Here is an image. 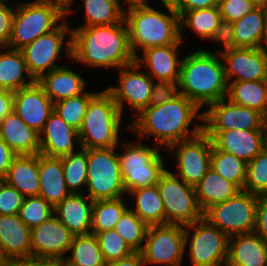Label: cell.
Wrapping results in <instances>:
<instances>
[{
    "mask_svg": "<svg viewBox=\"0 0 267 266\" xmlns=\"http://www.w3.org/2000/svg\"><path fill=\"white\" fill-rule=\"evenodd\" d=\"M194 120L201 124L197 121L192 124ZM131 122L127 124V129L134 131L138 139L152 136L156 140L155 146L168 149L203 131V111L195 102L179 93L163 104L144 108ZM191 125H194L193 129Z\"/></svg>",
    "mask_w": 267,
    "mask_h": 266,
    "instance_id": "obj_1",
    "label": "cell"
},
{
    "mask_svg": "<svg viewBox=\"0 0 267 266\" xmlns=\"http://www.w3.org/2000/svg\"><path fill=\"white\" fill-rule=\"evenodd\" d=\"M92 68L119 69L135 61L125 19L111 25L71 26V61Z\"/></svg>",
    "mask_w": 267,
    "mask_h": 266,
    "instance_id": "obj_2",
    "label": "cell"
},
{
    "mask_svg": "<svg viewBox=\"0 0 267 266\" xmlns=\"http://www.w3.org/2000/svg\"><path fill=\"white\" fill-rule=\"evenodd\" d=\"M218 53V54H217ZM179 93L201 109L227 97L228 83L222 57L218 52L199 49L181 62Z\"/></svg>",
    "mask_w": 267,
    "mask_h": 266,
    "instance_id": "obj_3",
    "label": "cell"
},
{
    "mask_svg": "<svg viewBox=\"0 0 267 266\" xmlns=\"http://www.w3.org/2000/svg\"><path fill=\"white\" fill-rule=\"evenodd\" d=\"M125 6L129 45L134 57L137 50L144 51L157 46L182 44L180 39V16L173 7L164 6L161 12L152 6L137 2Z\"/></svg>",
    "mask_w": 267,
    "mask_h": 266,
    "instance_id": "obj_4",
    "label": "cell"
},
{
    "mask_svg": "<svg viewBox=\"0 0 267 266\" xmlns=\"http://www.w3.org/2000/svg\"><path fill=\"white\" fill-rule=\"evenodd\" d=\"M8 47L20 50L39 36L53 31L66 18L64 0L17 2Z\"/></svg>",
    "mask_w": 267,
    "mask_h": 266,
    "instance_id": "obj_5",
    "label": "cell"
},
{
    "mask_svg": "<svg viewBox=\"0 0 267 266\" xmlns=\"http://www.w3.org/2000/svg\"><path fill=\"white\" fill-rule=\"evenodd\" d=\"M123 115L111 94L99 91L89 102L79 129L81 148H113L120 144Z\"/></svg>",
    "mask_w": 267,
    "mask_h": 266,
    "instance_id": "obj_6",
    "label": "cell"
},
{
    "mask_svg": "<svg viewBox=\"0 0 267 266\" xmlns=\"http://www.w3.org/2000/svg\"><path fill=\"white\" fill-rule=\"evenodd\" d=\"M122 153H118L123 185L126 193L157 184L166 171V163L158 146L135 141H123ZM163 156V157H162Z\"/></svg>",
    "mask_w": 267,
    "mask_h": 266,
    "instance_id": "obj_7",
    "label": "cell"
},
{
    "mask_svg": "<svg viewBox=\"0 0 267 266\" xmlns=\"http://www.w3.org/2000/svg\"><path fill=\"white\" fill-rule=\"evenodd\" d=\"M113 148L87 149V195L93 200L126 197L118 153Z\"/></svg>",
    "mask_w": 267,
    "mask_h": 266,
    "instance_id": "obj_8",
    "label": "cell"
},
{
    "mask_svg": "<svg viewBox=\"0 0 267 266\" xmlns=\"http://www.w3.org/2000/svg\"><path fill=\"white\" fill-rule=\"evenodd\" d=\"M185 249L190 266H225L229 236L204 217L184 226Z\"/></svg>",
    "mask_w": 267,
    "mask_h": 266,
    "instance_id": "obj_9",
    "label": "cell"
},
{
    "mask_svg": "<svg viewBox=\"0 0 267 266\" xmlns=\"http://www.w3.org/2000/svg\"><path fill=\"white\" fill-rule=\"evenodd\" d=\"M66 35L68 39L65 41ZM20 51L29 73L36 81L51 70L65 65L63 63L58 65L56 61L62 55L71 59V26L68 17L53 31L39 36ZM63 51L65 54H62Z\"/></svg>",
    "mask_w": 267,
    "mask_h": 266,
    "instance_id": "obj_10",
    "label": "cell"
},
{
    "mask_svg": "<svg viewBox=\"0 0 267 266\" xmlns=\"http://www.w3.org/2000/svg\"><path fill=\"white\" fill-rule=\"evenodd\" d=\"M165 211V224L190 225L203 217L194 186L166 169L157 183Z\"/></svg>",
    "mask_w": 267,
    "mask_h": 266,
    "instance_id": "obj_11",
    "label": "cell"
},
{
    "mask_svg": "<svg viewBox=\"0 0 267 266\" xmlns=\"http://www.w3.org/2000/svg\"><path fill=\"white\" fill-rule=\"evenodd\" d=\"M258 195L240 190L230 199L208 208L203 217L229 237L254 232Z\"/></svg>",
    "mask_w": 267,
    "mask_h": 266,
    "instance_id": "obj_12",
    "label": "cell"
},
{
    "mask_svg": "<svg viewBox=\"0 0 267 266\" xmlns=\"http://www.w3.org/2000/svg\"><path fill=\"white\" fill-rule=\"evenodd\" d=\"M185 233L182 225H151L147 229L141 251L145 266H182L185 254Z\"/></svg>",
    "mask_w": 267,
    "mask_h": 266,
    "instance_id": "obj_13",
    "label": "cell"
},
{
    "mask_svg": "<svg viewBox=\"0 0 267 266\" xmlns=\"http://www.w3.org/2000/svg\"><path fill=\"white\" fill-rule=\"evenodd\" d=\"M203 110V131L212 139L219 131L264 130L266 118L256 110L232 103L227 98Z\"/></svg>",
    "mask_w": 267,
    "mask_h": 266,
    "instance_id": "obj_14",
    "label": "cell"
},
{
    "mask_svg": "<svg viewBox=\"0 0 267 266\" xmlns=\"http://www.w3.org/2000/svg\"><path fill=\"white\" fill-rule=\"evenodd\" d=\"M212 147V140L204 131L171 145L168 150L177 164L174 174L189 185L196 186L212 168Z\"/></svg>",
    "mask_w": 267,
    "mask_h": 266,
    "instance_id": "obj_15",
    "label": "cell"
},
{
    "mask_svg": "<svg viewBox=\"0 0 267 266\" xmlns=\"http://www.w3.org/2000/svg\"><path fill=\"white\" fill-rule=\"evenodd\" d=\"M137 62L118 69L117 86L105 88L118 105L119 111L124 115V105H128L132 112V118L137 116L144 108L149 107L153 79L144 71ZM135 113V114H134Z\"/></svg>",
    "mask_w": 267,
    "mask_h": 266,
    "instance_id": "obj_16",
    "label": "cell"
},
{
    "mask_svg": "<svg viewBox=\"0 0 267 266\" xmlns=\"http://www.w3.org/2000/svg\"><path fill=\"white\" fill-rule=\"evenodd\" d=\"M219 53L224 63L227 83L266 80L267 52L263 48L223 45V50L220 49Z\"/></svg>",
    "mask_w": 267,
    "mask_h": 266,
    "instance_id": "obj_17",
    "label": "cell"
},
{
    "mask_svg": "<svg viewBox=\"0 0 267 266\" xmlns=\"http://www.w3.org/2000/svg\"><path fill=\"white\" fill-rule=\"evenodd\" d=\"M74 236L55 215H52L31 229V257L65 259Z\"/></svg>",
    "mask_w": 267,
    "mask_h": 266,
    "instance_id": "obj_18",
    "label": "cell"
},
{
    "mask_svg": "<svg viewBox=\"0 0 267 266\" xmlns=\"http://www.w3.org/2000/svg\"><path fill=\"white\" fill-rule=\"evenodd\" d=\"M13 104V111L38 133L43 130L50 113L54 110L53 102L37 81L13 92Z\"/></svg>",
    "mask_w": 267,
    "mask_h": 266,
    "instance_id": "obj_19",
    "label": "cell"
},
{
    "mask_svg": "<svg viewBox=\"0 0 267 266\" xmlns=\"http://www.w3.org/2000/svg\"><path fill=\"white\" fill-rule=\"evenodd\" d=\"M181 44L164 45L145 49L137 62L153 80L179 83L182 57L179 59Z\"/></svg>",
    "mask_w": 267,
    "mask_h": 266,
    "instance_id": "obj_20",
    "label": "cell"
},
{
    "mask_svg": "<svg viewBox=\"0 0 267 266\" xmlns=\"http://www.w3.org/2000/svg\"><path fill=\"white\" fill-rule=\"evenodd\" d=\"M81 147L79 131L66 124L53 110L40 132V152L50 157H62Z\"/></svg>",
    "mask_w": 267,
    "mask_h": 266,
    "instance_id": "obj_21",
    "label": "cell"
},
{
    "mask_svg": "<svg viewBox=\"0 0 267 266\" xmlns=\"http://www.w3.org/2000/svg\"><path fill=\"white\" fill-rule=\"evenodd\" d=\"M266 15L267 4L262 1L256 8L226 28V37L221 45L261 48Z\"/></svg>",
    "mask_w": 267,
    "mask_h": 266,
    "instance_id": "obj_22",
    "label": "cell"
},
{
    "mask_svg": "<svg viewBox=\"0 0 267 266\" xmlns=\"http://www.w3.org/2000/svg\"><path fill=\"white\" fill-rule=\"evenodd\" d=\"M0 247L13 265L31 257V228L19 215H0Z\"/></svg>",
    "mask_w": 267,
    "mask_h": 266,
    "instance_id": "obj_23",
    "label": "cell"
},
{
    "mask_svg": "<svg viewBox=\"0 0 267 266\" xmlns=\"http://www.w3.org/2000/svg\"><path fill=\"white\" fill-rule=\"evenodd\" d=\"M211 140L218 150L249 163L264 149V130L219 131Z\"/></svg>",
    "mask_w": 267,
    "mask_h": 266,
    "instance_id": "obj_24",
    "label": "cell"
},
{
    "mask_svg": "<svg viewBox=\"0 0 267 266\" xmlns=\"http://www.w3.org/2000/svg\"><path fill=\"white\" fill-rule=\"evenodd\" d=\"M190 28L201 39L222 44L226 37V28L219 7L186 11L180 17V39L184 42V30Z\"/></svg>",
    "mask_w": 267,
    "mask_h": 266,
    "instance_id": "obj_25",
    "label": "cell"
},
{
    "mask_svg": "<svg viewBox=\"0 0 267 266\" xmlns=\"http://www.w3.org/2000/svg\"><path fill=\"white\" fill-rule=\"evenodd\" d=\"M84 194L71 193L54 207V215L75 236L91 233L93 200Z\"/></svg>",
    "mask_w": 267,
    "mask_h": 266,
    "instance_id": "obj_26",
    "label": "cell"
},
{
    "mask_svg": "<svg viewBox=\"0 0 267 266\" xmlns=\"http://www.w3.org/2000/svg\"><path fill=\"white\" fill-rule=\"evenodd\" d=\"M66 64L42 75L37 83L54 103L79 96L86 91V80Z\"/></svg>",
    "mask_w": 267,
    "mask_h": 266,
    "instance_id": "obj_27",
    "label": "cell"
},
{
    "mask_svg": "<svg viewBox=\"0 0 267 266\" xmlns=\"http://www.w3.org/2000/svg\"><path fill=\"white\" fill-rule=\"evenodd\" d=\"M0 138L17 155H34L40 152V133L27 126L14 111L1 122Z\"/></svg>",
    "mask_w": 267,
    "mask_h": 266,
    "instance_id": "obj_28",
    "label": "cell"
},
{
    "mask_svg": "<svg viewBox=\"0 0 267 266\" xmlns=\"http://www.w3.org/2000/svg\"><path fill=\"white\" fill-rule=\"evenodd\" d=\"M225 266H267V242L254 232L231 236Z\"/></svg>",
    "mask_w": 267,
    "mask_h": 266,
    "instance_id": "obj_29",
    "label": "cell"
},
{
    "mask_svg": "<svg viewBox=\"0 0 267 266\" xmlns=\"http://www.w3.org/2000/svg\"><path fill=\"white\" fill-rule=\"evenodd\" d=\"M39 196L56 207L71 194L68 190L61 157H50L39 153Z\"/></svg>",
    "mask_w": 267,
    "mask_h": 266,
    "instance_id": "obj_30",
    "label": "cell"
},
{
    "mask_svg": "<svg viewBox=\"0 0 267 266\" xmlns=\"http://www.w3.org/2000/svg\"><path fill=\"white\" fill-rule=\"evenodd\" d=\"M4 181L15 187L24 197L39 196V153L17 155L8 169Z\"/></svg>",
    "mask_w": 267,
    "mask_h": 266,
    "instance_id": "obj_31",
    "label": "cell"
},
{
    "mask_svg": "<svg viewBox=\"0 0 267 266\" xmlns=\"http://www.w3.org/2000/svg\"><path fill=\"white\" fill-rule=\"evenodd\" d=\"M35 82L28 71L22 52L0 47V88L15 92Z\"/></svg>",
    "mask_w": 267,
    "mask_h": 266,
    "instance_id": "obj_32",
    "label": "cell"
},
{
    "mask_svg": "<svg viewBox=\"0 0 267 266\" xmlns=\"http://www.w3.org/2000/svg\"><path fill=\"white\" fill-rule=\"evenodd\" d=\"M194 188L198 205L203 213L211 206L230 199L240 191L234 183L220 176L213 168Z\"/></svg>",
    "mask_w": 267,
    "mask_h": 266,
    "instance_id": "obj_33",
    "label": "cell"
},
{
    "mask_svg": "<svg viewBox=\"0 0 267 266\" xmlns=\"http://www.w3.org/2000/svg\"><path fill=\"white\" fill-rule=\"evenodd\" d=\"M135 208L130 209L148 226L165 225V211L157 184L132 190L127 194Z\"/></svg>",
    "mask_w": 267,
    "mask_h": 266,
    "instance_id": "obj_34",
    "label": "cell"
},
{
    "mask_svg": "<svg viewBox=\"0 0 267 266\" xmlns=\"http://www.w3.org/2000/svg\"><path fill=\"white\" fill-rule=\"evenodd\" d=\"M226 98L232 103L258 111L267 119V86L265 80L229 82Z\"/></svg>",
    "mask_w": 267,
    "mask_h": 266,
    "instance_id": "obj_35",
    "label": "cell"
},
{
    "mask_svg": "<svg viewBox=\"0 0 267 266\" xmlns=\"http://www.w3.org/2000/svg\"><path fill=\"white\" fill-rule=\"evenodd\" d=\"M121 3V0H83L85 22L79 26L111 25L122 22L125 19V7L124 3Z\"/></svg>",
    "mask_w": 267,
    "mask_h": 266,
    "instance_id": "obj_36",
    "label": "cell"
},
{
    "mask_svg": "<svg viewBox=\"0 0 267 266\" xmlns=\"http://www.w3.org/2000/svg\"><path fill=\"white\" fill-rule=\"evenodd\" d=\"M65 260L73 266H106L95 234L76 235Z\"/></svg>",
    "mask_w": 267,
    "mask_h": 266,
    "instance_id": "obj_37",
    "label": "cell"
},
{
    "mask_svg": "<svg viewBox=\"0 0 267 266\" xmlns=\"http://www.w3.org/2000/svg\"><path fill=\"white\" fill-rule=\"evenodd\" d=\"M126 200L124 197H119L93 201L91 233L96 234L114 229L117 222L130 206V203Z\"/></svg>",
    "mask_w": 267,
    "mask_h": 266,
    "instance_id": "obj_38",
    "label": "cell"
},
{
    "mask_svg": "<svg viewBox=\"0 0 267 266\" xmlns=\"http://www.w3.org/2000/svg\"><path fill=\"white\" fill-rule=\"evenodd\" d=\"M77 150L61 157L63 175L71 193H84L87 183V148L79 147Z\"/></svg>",
    "mask_w": 267,
    "mask_h": 266,
    "instance_id": "obj_39",
    "label": "cell"
},
{
    "mask_svg": "<svg viewBox=\"0 0 267 266\" xmlns=\"http://www.w3.org/2000/svg\"><path fill=\"white\" fill-rule=\"evenodd\" d=\"M212 168L229 182L243 190L246 179V162L235 155L218 150L214 145L211 150Z\"/></svg>",
    "mask_w": 267,
    "mask_h": 266,
    "instance_id": "obj_40",
    "label": "cell"
},
{
    "mask_svg": "<svg viewBox=\"0 0 267 266\" xmlns=\"http://www.w3.org/2000/svg\"><path fill=\"white\" fill-rule=\"evenodd\" d=\"M148 227L129 207L115 225L114 230L134 252H141Z\"/></svg>",
    "mask_w": 267,
    "mask_h": 266,
    "instance_id": "obj_41",
    "label": "cell"
},
{
    "mask_svg": "<svg viewBox=\"0 0 267 266\" xmlns=\"http://www.w3.org/2000/svg\"><path fill=\"white\" fill-rule=\"evenodd\" d=\"M98 92L85 91L83 94L54 103V111L68 125L79 131L90 100Z\"/></svg>",
    "mask_w": 267,
    "mask_h": 266,
    "instance_id": "obj_42",
    "label": "cell"
},
{
    "mask_svg": "<svg viewBox=\"0 0 267 266\" xmlns=\"http://www.w3.org/2000/svg\"><path fill=\"white\" fill-rule=\"evenodd\" d=\"M243 190L255 195L267 194V150L265 148L246 164Z\"/></svg>",
    "mask_w": 267,
    "mask_h": 266,
    "instance_id": "obj_43",
    "label": "cell"
},
{
    "mask_svg": "<svg viewBox=\"0 0 267 266\" xmlns=\"http://www.w3.org/2000/svg\"><path fill=\"white\" fill-rule=\"evenodd\" d=\"M18 215L28 227L33 229L54 215V207L43 197H24Z\"/></svg>",
    "mask_w": 267,
    "mask_h": 266,
    "instance_id": "obj_44",
    "label": "cell"
},
{
    "mask_svg": "<svg viewBox=\"0 0 267 266\" xmlns=\"http://www.w3.org/2000/svg\"><path fill=\"white\" fill-rule=\"evenodd\" d=\"M106 263L129 257L134 251L114 229L95 234Z\"/></svg>",
    "mask_w": 267,
    "mask_h": 266,
    "instance_id": "obj_45",
    "label": "cell"
},
{
    "mask_svg": "<svg viewBox=\"0 0 267 266\" xmlns=\"http://www.w3.org/2000/svg\"><path fill=\"white\" fill-rule=\"evenodd\" d=\"M261 2L262 0H220L218 7L225 28L241 19Z\"/></svg>",
    "mask_w": 267,
    "mask_h": 266,
    "instance_id": "obj_46",
    "label": "cell"
},
{
    "mask_svg": "<svg viewBox=\"0 0 267 266\" xmlns=\"http://www.w3.org/2000/svg\"><path fill=\"white\" fill-rule=\"evenodd\" d=\"M24 200L15 187L5 181L0 185V215H18Z\"/></svg>",
    "mask_w": 267,
    "mask_h": 266,
    "instance_id": "obj_47",
    "label": "cell"
},
{
    "mask_svg": "<svg viewBox=\"0 0 267 266\" xmlns=\"http://www.w3.org/2000/svg\"><path fill=\"white\" fill-rule=\"evenodd\" d=\"M179 94L178 83L153 80L149 107L163 104Z\"/></svg>",
    "mask_w": 267,
    "mask_h": 266,
    "instance_id": "obj_48",
    "label": "cell"
},
{
    "mask_svg": "<svg viewBox=\"0 0 267 266\" xmlns=\"http://www.w3.org/2000/svg\"><path fill=\"white\" fill-rule=\"evenodd\" d=\"M10 1L12 0H0V47H8L12 34L15 9Z\"/></svg>",
    "mask_w": 267,
    "mask_h": 266,
    "instance_id": "obj_49",
    "label": "cell"
},
{
    "mask_svg": "<svg viewBox=\"0 0 267 266\" xmlns=\"http://www.w3.org/2000/svg\"><path fill=\"white\" fill-rule=\"evenodd\" d=\"M254 233L267 242V194L258 195Z\"/></svg>",
    "mask_w": 267,
    "mask_h": 266,
    "instance_id": "obj_50",
    "label": "cell"
},
{
    "mask_svg": "<svg viewBox=\"0 0 267 266\" xmlns=\"http://www.w3.org/2000/svg\"><path fill=\"white\" fill-rule=\"evenodd\" d=\"M219 1L220 0H178L173 8L181 17L186 11L216 7Z\"/></svg>",
    "mask_w": 267,
    "mask_h": 266,
    "instance_id": "obj_51",
    "label": "cell"
},
{
    "mask_svg": "<svg viewBox=\"0 0 267 266\" xmlns=\"http://www.w3.org/2000/svg\"><path fill=\"white\" fill-rule=\"evenodd\" d=\"M17 154L0 138V176L5 179Z\"/></svg>",
    "mask_w": 267,
    "mask_h": 266,
    "instance_id": "obj_52",
    "label": "cell"
},
{
    "mask_svg": "<svg viewBox=\"0 0 267 266\" xmlns=\"http://www.w3.org/2000/svg\"><path fill=\"white\" fill-rule=\"evenodd\" d=\"M13 92L0 88V124L13 111Z\"/></svg>",
    "mask_w": 267,
    "mask_h": 266,
    "instance_id": "obj_53",
    "label": "cell"
},
{
    "mask_svg": "<svg viewBox=\"0 0 267 266\" xmlns=\"http://www.w3.org/2000/svg\"><path fill=\"white\" fill-rule=\"evenodd\" d=\"M14 266H61V258L30 257Z\"/></svg>",
    "mask_w": 267,
    "mask_h": 266,
    "instance_id": "obj_54",
    "label": "cell"
},
{
    "mask_svg": "<svg viewBox=\"0 0 267 266\" xmlns=\"http://www.w3.org/2000/svg\"><path fill=\"white\" fill-rule=\"evenodd\" d=\"M106 266H145L141 252H134L129 257L106 263Z\"/></svg>",
    "mask_w": 267,
    "mask_h": 266,
    "instance_id": "obj_55",
    "label": "cell"
},
{
    "mask_svg": "<svg viewBox=\"0 0 267 266\" xmlns=\"http://www.w3.org/2000/svg\"><path fill=\"white\" fill-rule=\"evenodd\" d=\"M0 266H14L4 255L2 248L0 247Z\"/></svg>",
    "mask_w": 267,
    "mask_h": 266,
    "instance_id": "obj_56",
    "label": "cell"
},
{
    "mask_svg": "<svg viewBox=\"0 0 267 266\" xmlns=\"http://www.w3.org/2000/svg\"><path fill=\"white\" fill-rule=\"evenodd\" d=\"M161 1L162 6L174 7L177 4L178 0H159ZM142 2L149 4V0H142Z\"/></svg>",
    "mask_w": 267,
    "mask_h": 266,
    "instance_id": "obj_57",
    "label": "cell"
},
{
    "mask_svg": "<svg viewBox=\"0 0 267 266\" xmlns=\"http://www.w3.org/2000/svg\"><path fill=\"white\" fill-rule=\"evenodd\" d=\"M261 48H263L267 52V15H266V21H265L264 34H263V40H262Z\"/></svg>",
    "mask_w": 267,
    "mask_h": 266,
    "instance_id": "obj_58",
    "label": "cell"
},
{
    "mask_svg": "<svg viewBox=\"0 0 267 266\" xmlns=\"http://www.w3.org/2000/svg\"><path fill=\"white\" fill-rule=\"evenodd\" d=\"M66 3V17L72 13V4L75 3V0H64Z\"/></svg>",
    "mask_w": 267,
    "mask_h": 266,
    "instance_id": "obj_59",
    "label": "cell"
},
{
    "mask_svg": "<svg viewBox=\"0 0 267 266\" xmlns=\"http://www.w3.org/2000/svg\"><path fill=\"white\" fill-rule=\"evenodd\" d=\"M264 148L267 150V119L264 123Z\"/></svg>",
    "mask_w": 267,
    "mask_h": 266,
    "instance_id": "obj_60",
    "label": "cell"
},
{
    "mask_svg": "<svg viewBox=\"0 0 267 266\" xmlns=\"http://www.w3.org/2000/svg\"><path fill=\"white\" fill-rule=\"evenodd\" d=\"M124 2V4H131V3H137V2H142V0H121Z\"/></svg>",
    "mask_w": 267,
    "mask_h": 266,
    "instance_id": "obj_61",
    "label": "cell"
},
{
    "mask_svg": "<svg viewBox=\"0 0 267 266\" xmlns=\"http://www.w3.org/2000/svg\"><path fill=\"white\" fill-rule=\"evenodd\" d=\"M61 266H73L69 262H67L65 259H61Z\"/></svg>",
    "mask_w": 267,
    "mask_h": 266,
    "instance_id": "obj_62",
    "label": "cell"
},
{
    "mask_svg": "<svg viewBox=\"0 0 267 266\" xmlns=\"http://www.w3.org/2000/svg\"><path fill=\"white\" fill-rule=\"evenodd\" d=\"M4 182V179L0 176V185Z\"/></svg>",
    "mask_w": 267,
    "mask_h": 266,
    "instance_id": "obj_63",
    "label": "cell"
}]
</instances>
